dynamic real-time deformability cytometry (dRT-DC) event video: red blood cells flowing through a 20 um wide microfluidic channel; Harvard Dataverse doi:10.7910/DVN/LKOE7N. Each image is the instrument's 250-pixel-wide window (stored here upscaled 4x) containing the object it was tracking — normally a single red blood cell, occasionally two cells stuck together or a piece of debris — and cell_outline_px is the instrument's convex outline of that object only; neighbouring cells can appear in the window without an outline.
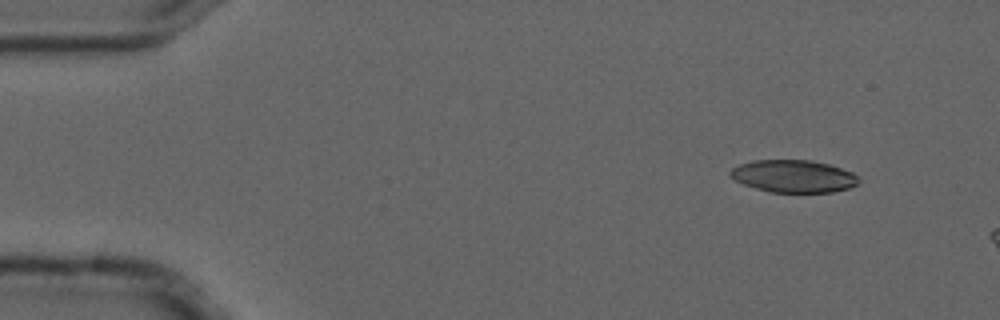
{"species": "common noctule bat (a hibernating species)", "species_latin": "Nyctalus noctula", "temperature_condition": "cold", "stored_images_in_passage": 3, "camera_frame_rate_fps": 3000, "um_per_image_px": 0.085, "animal": {"sex": "male", "forearm_length_mm": 52.5}, "frame": {"image": 1, "passage_image": 1, "time_ms": 0.0, "image_size_px": [1000, 320], "cell_outline_px": [[860, 180], [856, 184], [848, 188], [832, 192], [768, 192], [744, 184], [728, 176], [728, 172], [732, 168], [740, 164], [752, 160], [812, 160], [828, 164], [852, 172], [860, 176]], "centroid_in_image_um": [67.44, 14.97], "position_along_channel_um": 17.6, "area_um2": 24.33}}